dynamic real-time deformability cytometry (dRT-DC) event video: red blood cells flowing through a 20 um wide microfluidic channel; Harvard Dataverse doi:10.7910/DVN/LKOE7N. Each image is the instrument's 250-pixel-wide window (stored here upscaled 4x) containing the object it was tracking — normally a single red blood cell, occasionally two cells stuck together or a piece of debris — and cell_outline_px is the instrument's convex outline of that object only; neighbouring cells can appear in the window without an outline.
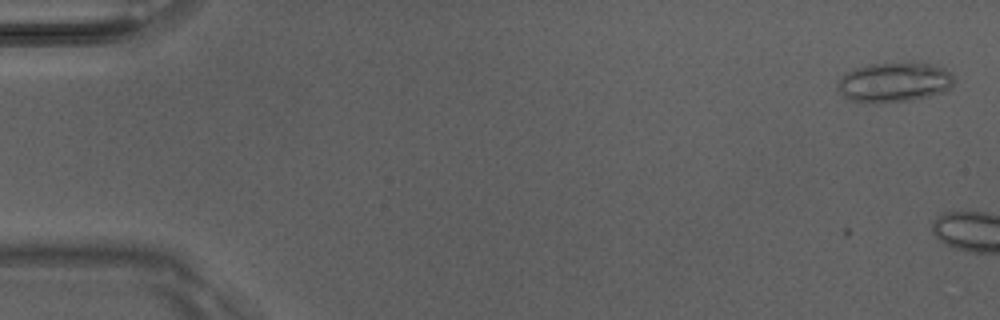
{"species": "Egyptian fruit bat (a non-hibernating species)", "species_latin": "Rousettus aegyptiacus", "temperature_condition": "room temperature", "stored_images_in_passage": 3, "camera_frame_rate_fps": 3000, "um_per_image_px": 0.085, "animal": {"sex": "male"}, "frame": {"image": 1, "passage_image": 2, "time_ms": 0.333, "image_size_px": [1000, 320], "cell_outline_px": [[952, 84], [944, 92], [912, 100], [872, 104], [848, 100], [836, 88], [836, 84], [840, 76], [844, 72], [868, 64], [928, 64], [944, 68], [952, 72]], "centroid_in_image_um": [75.93, 7.02], "position_along_channel_um": 9.1, "area_um2": 26.93}}